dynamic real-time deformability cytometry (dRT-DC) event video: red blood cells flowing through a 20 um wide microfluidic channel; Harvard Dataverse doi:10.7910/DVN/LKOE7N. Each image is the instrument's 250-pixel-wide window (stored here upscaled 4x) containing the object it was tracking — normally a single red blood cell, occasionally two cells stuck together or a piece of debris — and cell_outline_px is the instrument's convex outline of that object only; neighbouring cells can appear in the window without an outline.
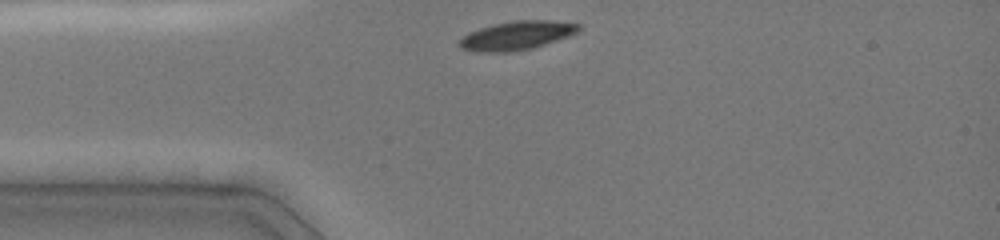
{"species": "common noctule bat (a hibernating species)", "species_latin": "Nyctalus noctula", "temperature_condition": "cold", "stored_images_in_passage": 19, "camera_frame_rate_fps": 3000, "um_per_image_px": 0.085, "animal": {"sex": "female", "body_mass_g": 19.0, "forearm_length_mm": 51.5}, "frame": {"image": 1, "passage_image": 1, "time_ms": 0.0, "image_size_px": [1000, 240], "cell_outline_px": [[580, 28], [576, 32], [568, 36], [532, 48], [512, 52], [476, 52], [460, 48], [460, 40], [468, 32], [492, 24], [512, 20], [552, 20], [580, 24]], "centroid_in_image_um": [43.9, 3.01], "position_along_channel_um": 41.1, "area_um2": 19.94}}
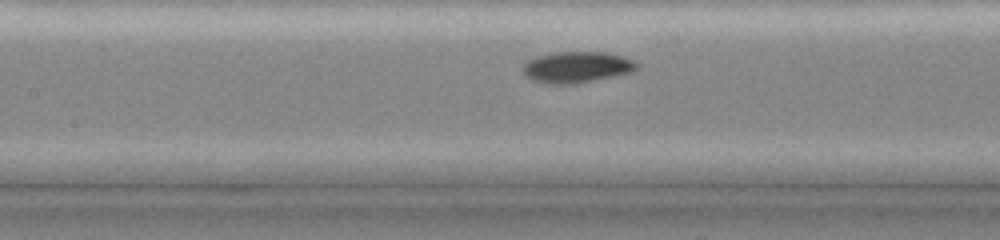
{"frame": {"image": 2, "passage_image": 7, "time_ms": 3.333, "image_size_px": [1000, 240], "cell_outline_px": [[640, 64], [632, 72], [616, 76], [576, 84], [548, 84], [532, 80], [520, 68], [528, 60], [536, 56], [556, 52], [608, 52], [624, 56]], "centroid_in_image_um": [49.04, 5.71], "position_along_channel_um": 158.4, "area_um2": 20.92}}
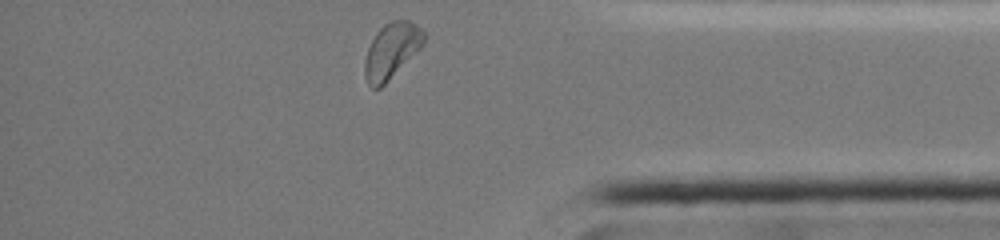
{"frame": {"image": 3, "passage_image": 19, "time_ms": 9.667, "image_size_px": [1000, 240], "cell_outline_px": [[428, 36], [424, 44], [380, 88], [372, 88], [368, 84], [364, 76], [364, 60], [368, 48], [376, 32], [384, 24], [392, 20], [408, 20], [416, 24]], "centroid_in_image_um": [33.28, 4.29], "position_along_channel_um": 401.9, "area_um2": 19.07}, "authors_computed_cell_mechanics": {"area_um2": 19.941, "velocity_mm_per_s": 3.9999, "shape_relaxation_time_tau1_ms": 1.9087, "shape_relaxation_time_tau2_ms": null, "deformation_change_tau1": 0.0975, "deformation_change_tau2": null}}